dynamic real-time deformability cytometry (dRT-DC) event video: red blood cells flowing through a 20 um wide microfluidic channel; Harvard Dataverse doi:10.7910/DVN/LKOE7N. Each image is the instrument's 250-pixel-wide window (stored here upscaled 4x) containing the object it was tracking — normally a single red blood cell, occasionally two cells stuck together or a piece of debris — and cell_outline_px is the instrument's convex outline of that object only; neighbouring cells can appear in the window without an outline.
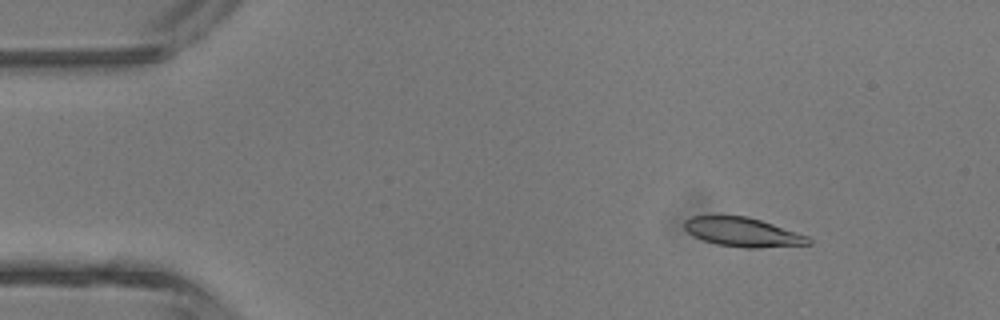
{"species": "common noctule bat (a hibernating species)", "species_latin": "Nyctalus noctula", "temperature_condition": "room temperature", "stored_images_in_passage": 3, "camera_frame_rate_fps": 3000, "um_per_image_px": 0.085, "animal": {"sex": "male", "body_mass_g": 13.3}, "frame": {"image": 1, "passage_image": 1, "time_ms": 0.0, "image_size_px": [1000, 320], "cell_outline_px": [[812, 244], [760, 248], [744, 248], [716, 244], [704, 240], [688, 232], [684, 228], [684, 220], [692, 216], [748, 216], [808, 236], [812, 240]], "centroid_in_image_um": [63.15, 19.74], "position_along_channel_um": 21.9, "area_um2": 20.92}}
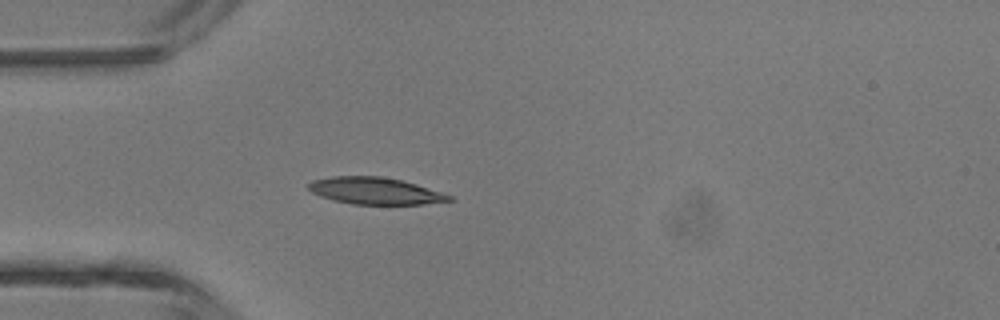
{"frame": {"image": 2, "passage_image": 3, "time_ms": 2.333, "image_size_px": [1000, 320], "cell_outline_px": [[456, 200], [424, 204], [352, 204], [332, 200], [320, 196], [312, 192], [308, 188], [308, 184], [312, 180], [332, 176], [380, 176], [400, 180], [416, 184], [452, 196]], "centroid_in_image_um": [31.87, 16.23], "position_along_channel_um": 53.1, "area_um2": 21.96}}